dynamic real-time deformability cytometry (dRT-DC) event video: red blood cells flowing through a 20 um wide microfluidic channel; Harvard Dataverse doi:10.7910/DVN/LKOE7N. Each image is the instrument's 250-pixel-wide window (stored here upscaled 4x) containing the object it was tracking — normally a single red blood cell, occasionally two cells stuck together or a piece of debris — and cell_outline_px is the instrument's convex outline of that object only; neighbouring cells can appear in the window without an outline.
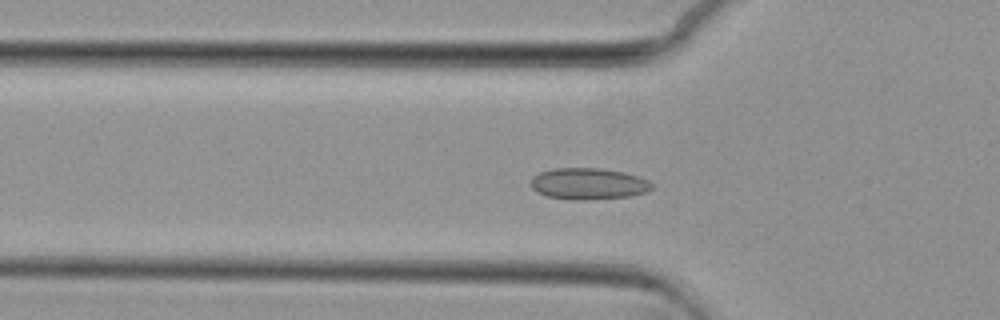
{"species": "common noctule bat (a hibernating species)", "species_latin": "Nyctalus noctula", "temperature_condition": "cold", "stored_images_in_passage": 55, "camera_frame_rate_fps": 3000, "um_per_image_px": 0.085, "animal": {"sex": "female", "body_mass_g": 29.2, "forearm_length_mm": 56.3}, "frame": {"image": 1, "passage_image": 18, "time_ms": 5.667, "image_size_px": [1000, 320], "cell_outline_px": [[652, 188], [648, 192], [632, 196], [584, 200], [568, 200], [548, 196], [536, 192], [528, 184], [532, 176], [540, 172], [552, 168], [600, 168], [624, 172], [648, 180], [652, 184]], "centroid_in_image_um": [49.97, 15.62], "position_along_channel_um": 75.8, "area_um2": 22.48}}
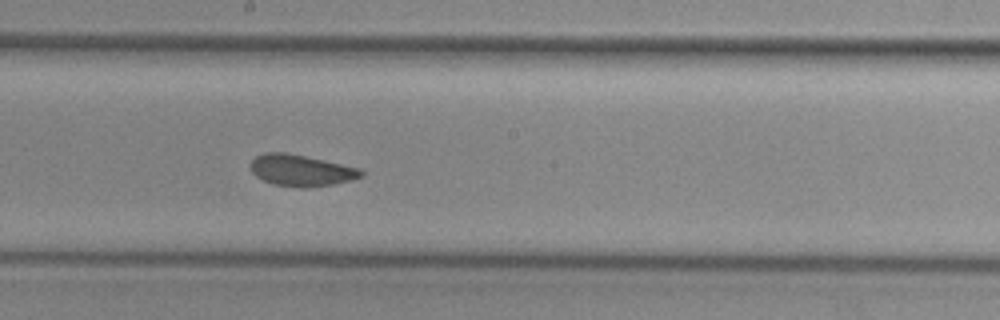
{"frame": {"image": 2, "passage_image": 30, "time_ms": 9.667, "image_size_px": [1000, 320], "cell_outline_px": [[364, 176], [352, 180], [332, 184], [304, 188], [300, 188], [272, 184], [256, 176], [252, 172], [248, 164], [256, 156], [264, 152], [288, 152], [360, 168], [364, 172]], "centroid_in_image_um": [25.58, 14.48], "position_along_channel_um": 222.6, "area_um2": 20.46}}
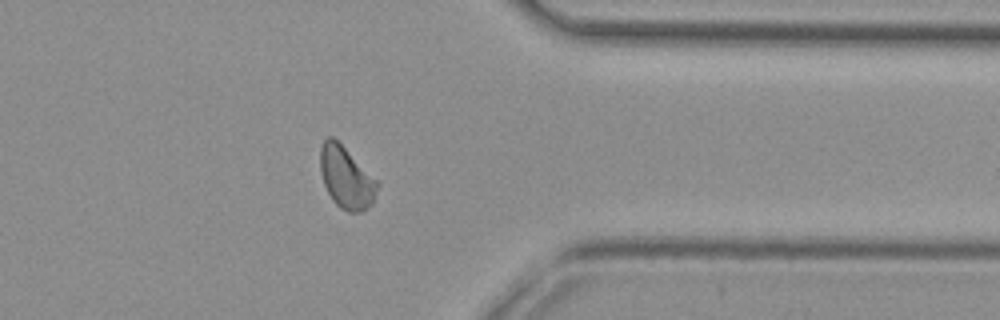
{"frame": {"image": 3, "passage_image": 44, "time_ms": 14.333, "image_size_px": [1000, 320], "cell_outline_px": [[380, 184], [372, 204], [368, 208], [360, 212], [348, 212], [340, 208], [332, 200], [324, 184], [320, 172], [320, 148], [324, 140], [328, 136], [332, 136]], "centroid_in_image_um": [29.41, 15.13], "position_along_channel_um": 382.0, "area_um2": 20.29}, "authors_computed_cell_mechanics": {"area_um2": 20.6924, "velocity_mm_per_s": 3.6634, "shape_relaxation_time_tau1_ms": null, "shape_relaxation_time_tau2_ms": 1.0103, "deformation_change_tau1": null, "deformation_change_tau2": 0.0598}}